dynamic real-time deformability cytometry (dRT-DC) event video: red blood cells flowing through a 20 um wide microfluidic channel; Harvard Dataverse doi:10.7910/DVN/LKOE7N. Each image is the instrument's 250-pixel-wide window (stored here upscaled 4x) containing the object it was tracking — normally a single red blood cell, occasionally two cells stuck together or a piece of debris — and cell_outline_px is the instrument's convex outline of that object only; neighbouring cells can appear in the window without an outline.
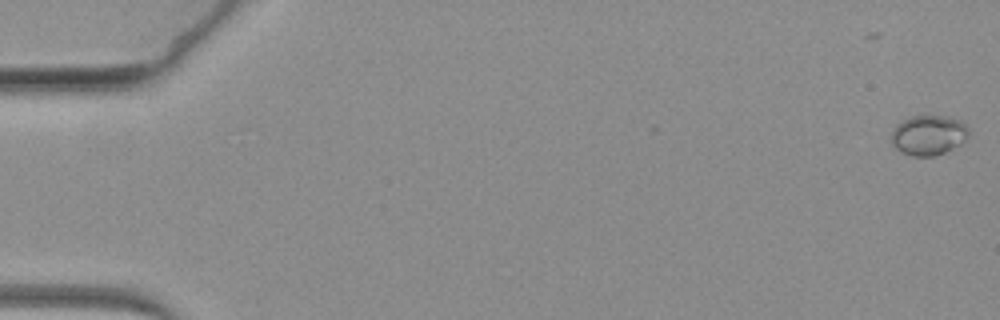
{"species": "common noctule bat (a hibernating species)", "species_latin": "Nyctalus noctula", "temperature_condition": "warm", "stored_images_in_passage": 53, "camera_frame_rate_fps": 3000, "um_per_image_px": 0.085, "animal": {"sex": "female", "body_mass_g": 19.3, "forearm_length_mm": 54.1}, "frame": {"image": 1, "passage_image": 1, "time_ms": 0.0, "image_size_px": [1000, 320], "cell_outline_px": [[968, 136], [960, 144], [944, 152], [932, 156], [912, 156], [900, 152], [892, 144], [892, 128], [900, 120], [912, 116], [948, 116], [960, 120], [968, 128]], "centroid_in_image_um": [78.89, 11.47], "position_along_channel_um": 6.1, "area_um2": 18.03}}
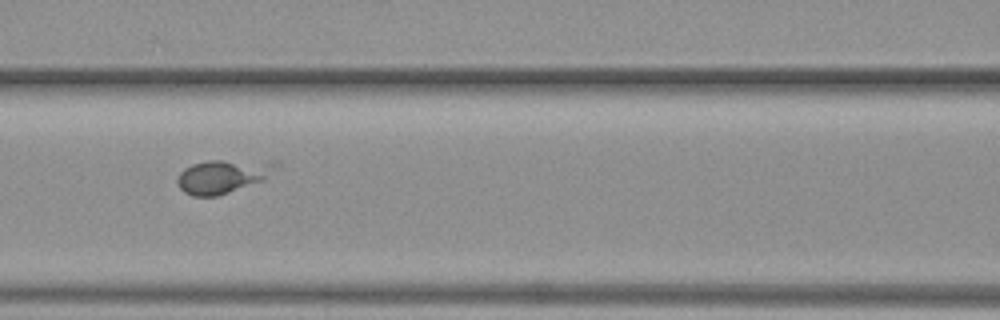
{"frame": {"image": 2, "passage_image": 30, "time_ms": 9.667, "image_size_px": [1000, 320], "cell_outline_px": [[264, 180], [216, 196], [192, 196], [184, 192], [180, 188], [176, 180], [180, 172], [184, 168], [192, 164], [208, 160], [220, 160], [264, 172]], "centroid_in_image_um": [18.38, 15.13], "position_along_channel_um": 148.2, "area_um2": 16.24}}
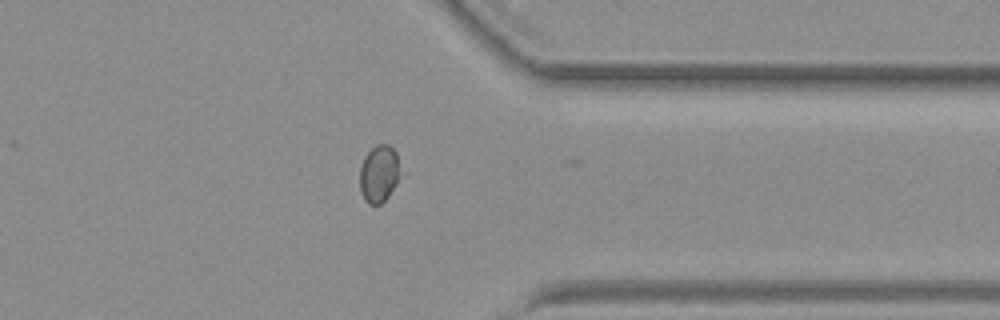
{"frame": {"image": 3, "passage_image": 52, "time_ms": 17.0, "image_size_px": [1000, 320], "cell_outline_px": [[408, 172], [388, 196], [380, 204], [368, 204], [364, 200], [360, 188], [360, 164], [364, 156], [376, 144], [388, 144], [396, 152]], "centroid_in_image_um": [32.33, 14.74], "position_along_channel_um": 379.1, "area_um2": 14.57}}